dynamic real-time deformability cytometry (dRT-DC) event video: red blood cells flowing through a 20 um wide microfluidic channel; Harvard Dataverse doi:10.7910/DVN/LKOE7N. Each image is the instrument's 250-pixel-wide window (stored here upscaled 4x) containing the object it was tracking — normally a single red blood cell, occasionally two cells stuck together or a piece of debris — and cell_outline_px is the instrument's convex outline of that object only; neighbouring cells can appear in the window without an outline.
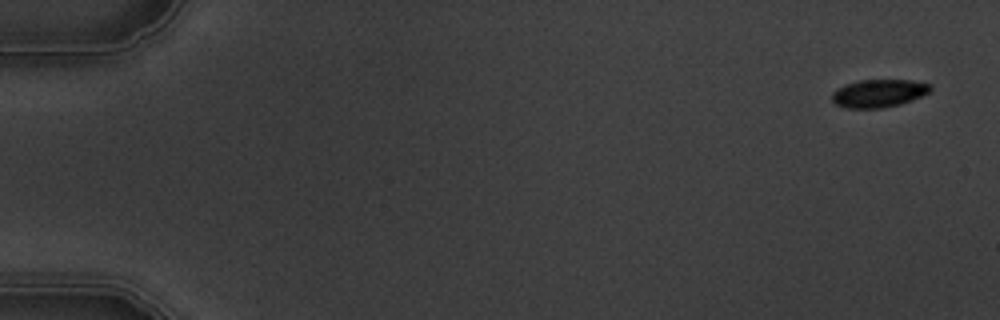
{"species": "common noctule bat (a hibernating species)", "species_latin": "Nyctalus noctula", "temperature_condition": "warm", "stored_images_in_passage": 3, "camera_frame_rate_fps": 3000, "um_per_image_px": 0.085, "animal": {"sex": "male", "body_mass_g": 19.5, "forearm_length_mm": 54.6}, "frame": {"image": 1, "passage_image": 1, "time_ms": 0.0, "image_size_px": [1000, 320], "cell_outline_px": [[932, 88], [928, 92], [912, 100], [900, 104], [884, 108], [848, 108], [836, 104], [832, 100], [832, 92], [836, 88], [844, 84], [856, 80], [912, 80], [932, 84]], "centroid_in_image_um": [74.67, 7.92], "position_along_channel_um": 10.3, "area_um2": 16.13}}